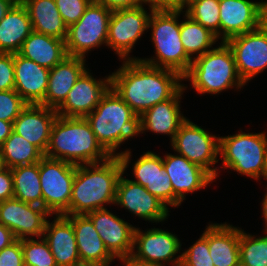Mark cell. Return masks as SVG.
I'll return each mask as SVG.
<instances>
[{"label": "cell", "instance_id": "cell-1", "mask_svg": "<svg viewBox=\"0 0 267 266\" xmlns=\"http://www.w3.org/2000/svg\"><path fill=\"white\" fill-rule=\"evenodd\" d=\"M111 73V88L140 117L154 105L171 99L183 77L172 70L149 66L140 60L121 61Z\"/></svg>", "mask_w": 267, "mask_h": 266}, {"label": "cell", "instance_id": "cell-2", "mask_svg": "<svg viewBox=\"0 0 267 266\" xmlns=\"http://www.w3.org/2000/svg\"><path fill=\"white\" fill-rule=\"evenodd\" d=\"M122 173L118 156H111L100 163L76 165L69 215H86L114 205Z\"/></svg>", "mask_w": 267, "mask_h": 266}, {"label": "cell", "instance_id": "cell-3", "mask_svg": "<svg viewBox=\"0 0 267 266\" xmlns=\"http://www.w3.org/2000/svg\"><path fill=\"white\" fill-rule=\"evenodd\" d=\"M45 157L74 165L100 163L111 155L101 146L85 117L57 116Z\"/></svg>", "mask_w": 267, "mask_h": 266}, {"label": "cell", "instance_id": "cell-4", "mask_svg": "<svg viewBox=\"0 0 267 266\" xmlns=\"http://www.w3.org/2000/svg\"><path fill=\"white\" fill-rule=\"evenodd\" d=\"M85 118L98 142L111 156H119L121 145L139 137V117L111 87Z\"/></svg>", "mask_w": 267, "mask_h": 266}, {"label": "cell", "instance_id": "cell-5", "mask_svg": "<svg viewBox=\"0 0 267 266\" xmlns=\"http://www.w3.org/2000/svg\"><path fill=\"white\" fill-rule=\"evenodd\" d=\"M189 82V88L197 95L218 96L226 90L241 91L245 86L238 75L233 53L225 41H220L214 48L195 58L183 76ZM242 88V89H241Z\"/></svg>", "mask_w": 267, "mask_h": 266}, {"label": "cell", "instance_id": "cell-6", "mask_svg": "<svg viewBox=\"0 0 267 266\" xmlns=\"http://www.w3.org/2000/svg\"><path fill=\"white\" fill-rule=\"evenodd\" d=\"M183 11H152L148 21L153 56L141 57V62L175 71L182 77L188 72L192 59L186 54L180 39V17Z\"/></svg>", "mask_w": 267, "mask_h": 266}, {"label": "cell", "instance_id": "cell-7", "mask_svg": "<svg viewBox=\"0 0 267 266\" xmlns=\"http://www.w3.org/2000/svg\"><path fill=\"white\" fill-rule=\"evenodd\" d=\"M267 153V132H244L219 136L218 176L221 169L237 172L255 181H260Z\"/></svg>", "mask_w": 267, "mask_h": 266}, {"label": "cell", "instance_id": "cell-8", "mask_svg": "<svg viewBox=\"0 0 267 266\" xmlns=\"http://www.w3.org/2000/svg\"><path fill=\"white\" fill-rule=\"evenodd\" d=\"M111 13L112 11L105 6L92 1L82 17L67 28V55L86 59L94 49L107 47Z\"/></svg>", "mask_w": 267, "mask_h": 266}, {"label": "cell", "instance_id": "cell-9", "mask_svg": "<svg viewBox=\"0 0 267 266\" xmlns=\"http://www.w3.org/2000/svg\"><path fill=\"white\" fill-rule=\"evenodd\" d=\"M170 143L175 153L201 166L218 179L219 135H214L187 118Z\"/></svg>", "mask_w": 267, "mask_h": 266}, {"label": "cell", "instance_id": "cell-10", "mask_svg": "<svg viewBox=\"0 0 267 266\" xmlns=\"http://www.w3.org/2000/svg\"><path fill=\"white\" fill-rule=\"evenodd\" d=\"M112 11L109 21L107 48L114 51L119 61L138 60L131 55L143 34L148 32V21L152 13L150 6ZM149 11V12H148Z\"/></svg>", "mask_w": 267, "mask_h": 266}, {"label": "cell", "instance_id": "cell-11", "mask_svg": "<svg viewBox=\"0 0 267 266\" xmlns=\"http://www.w3.org/2000/svg\"><path fill=\"white\" fill-rule=\"evenodd\" d=\"M76 165L43 157L39 161L43 208L51 215H69Z\"/></svg>", "mask_w": 267, "mask_h": 266}, {"label": "cell", "instance_id": "cell-12", "mask_svg": "<svg viewBox=\"0 0 267 266\" xmlns=\"http://www.w3.org/2000/svg\"><path fill=\"white\" fill-rule=\"evenodd\" d=\"M165 230L153 226L144 231L136 226L131 256L153 266H180L182 242L177 234Z\"/></svg>", "mask_w": 267, "mask_h": 266}, {"label": "cell", "instance_id": "cell-13", "mask_svg": "<svg viewBox=\"0 0 267 266\" xmlns=\"http://www.w3.org/2000/svg\"><path fill=\"white\" fill-rule=\"evenodd\" d=\"M132 152L130 148H127L118 156L122 164L123 173L128 174L126 171L132 166L131 174L135 179L130 180L144 186L146 190L161 200L168 208L169 206L174 208L173 187L169 176L164 170L162 156L159 153L148 150L133 161ZM131 160L134 163H131Z\"/></svg>", "mask_w": 267, "mask_h": 266}, {"label": "cell", "instance_id": "cell-14", "mask_svg": "<svg viewBox=\"0 0 267 266\" xmlns=\"http://www.w3.org/2000/svg\"><path fill=\"white\" fill-rule=\"evenodd\" d=\"M225 42L233 53L238 75L245 85L267 69V29L262 25Z\"/></svg>", "mask_w": 267, "mask_h": 266}, {"label": "cell", "instance_id": "cell-15", "mask_svg": "<svg viewBox=\"0 0 267 266\" xmlns=\"http://www.w3.org/2000/svg\"><path fill=\"white\" fill-rule=\"evenodd\" d=\"M124 208L126 212L137 216L138 219L148 223L162 225L170 216L168 208L161 200L152 195L140 184L126 178L125 174L119 178L114 206Z\"/></svg>", "mask_w": 267, "mask_h": 266}, {"label": "cell", "instance_id": "cell-16", "mask_svg": "<svg viewBox=\"0 0 267 266\" xmlns=\"http://www.w3.org/2000/svg\"><path fill=\"white\" fill-rule=\"evenodd\" d=\"M163 166L169 176L174 192V209L179 208L186 195L197 193L206 189L216 179L201 166L190 162L184 156L177 153H165L163 156Z\"/></svg>", "mask_w": 267, "mask_h": 266}, {"label": "cell", "instance_id": "cell-17", "mask_svg": "<svg viewBox=\"0 0 267 266\" xmlns=\"http://www.w3.org/2000/svg\"><path fill=\"white\" fill-rule=\"evenodd\" d=\"M50 216L43 207L14 197L0 202V224L11 230L18 240L41 238Z\"/></svg>", "mask_w": 267, "mask_h": 266}, {"label": "cell", "instance_id": "cell-18", "mask_svg": "<svg viewBox=\"0 0 267 266\" xmlns=\"http://www.w3.org/2000/svg\"><path fill=\"white\" fill-rule=\"evenodd\" d=\"M89 67L78 78L65 101L56 109L62 117H86L111 87V73L97 79Z\"/></svg>", "mask_w": 267, "mask_h": 266}, {"label": "cell", "instance_id": "cell-19", "mask_svg": "<svg viewBox=\"0 0 267 266\" xmlns=\"http://www.w3.org/2000/svg\"><path fill=\"white\" fill-rule=\"evenodd\" d=\"M86 216L92 221L108 251L115 257L131 256L136 225L124 221L106 209L94 210Z\"/></svg>", "mask_w": 267, "mask_h": 266}, {"label": "cell", "instance_id": "cell-20", "mask_svg": "<svg viewBox=\"0 0 267 266\" xmlns=\"http://www.w3.org/2000/svg\"><path fill=\"white\" fill-rule=\"evenodd\" d=\"M187 88V84H183V87L171 99L146 110L139 117L138 136L151 132L157 135H167L171 142L180 125L188 118L181 111V99L183 100V94L187 92Z\"/></svg>", "mask_w": 267, "mask_h": 266}, {"label": "cell", "instance_id": "cell-21", "mask_svg": "<svg viewBox=\"0 0 267 266\" xmlns=\"http://www.w3.org/2000/svg\"><path fill=\"white\" fill-rule=\"evenodd\" d=\"M220 41L244 34L261 25V1L219 0Z\"/></svg>", "mask_w": 267, "mask_h": 266}, {"label": "cell", "instance_id": "cell-22", "mask_svg": "<svg viewBox=\"0 0 267 266\" xmlns=\"http://www.w3.org/2000/svg\"><path fill=\"white\" fill-rule=\"evenodd\" d=\"M57 116L56 109L41 104H28L14 120L13 132L36 146L45 155Z\"/></svg>", "mask_w": 267, "mask_h": 266}, {"label": "cell", "instance_id": "cell-23", "mask_svg": "<svg viewBox=\"0 0 267 266\" xmlns=\"http://www.w3.org/2000/svg\"><path fill=\"white\" fill-rule=\"evenodd\" d=\"M45 225L43 238L57 266H82L71 221L65 215H51Z\"/></svg>", "mask_w": 267, "mask_h": 266}, {"label": "cell", "instance_id": "cell-24", "mask_svg": "<svg viewBox=\"0 0 267 266\" xmlns=\"http://www.w3.org/2000/svg\"><path fill=\"white\" fill-rule=\"evenodd\" d=\"M72 223L81 265L111 266L116 258L108 251L86 215H65Z\"/></svg>", "mask_w": 267, "mask_h": 266}, {"label": "cell", "instance_id": "cell-25", "mask_svg": "<svg viewBox=\"0 0 267 266\" xmlns=\"http://www.w3.org/2000/svg\"><path fill=\"white\" fill-rule=\"evenodd\" d=\"M14 90L27 104H42L48 88L50 69L14 53Z\"/></svg>", "mask_w": 267, "mask_h": 266}, {"label": "cell", "instance_id": "cell-26", "mask_svg": "<svg viewBox=\"0 0 267 266\" xmlns=\"http://www.w3.org/2000/svg\"><path fill=\"white\" fill-rule=\"evenodd\" d=\"M87 59L66 56L50 69L48 88L41 105L57 109L67 98L68 93L82 73L88 68Z\"/></svg>", "mask_w": 267, "mask_h": 266}, {"label": "cell", "instance_id": "cell-27", "mask_svg": "<svg viewBox=\"0 0 267 266\" xmlns=\"http://www.w3.org/2000/svg\"><path fill=\"white\" fill-rule=\"evenodd\" d=\"M208 247L214 266H239V227L209 222Z\"/></svg>", "mask_w": 267, "mask_h": 266}, {"label": "cell", "instance_id": "cell-28", "mask_svg": "<svg viewBox=\"0 0 267 266\" xmlns=\"http://www.w3.org/2000/svg\"><path fill=\"white\" fill-rule=\"evenodd\" d=\"M38 65L52 69L67 55L65 40L32 31L18 52Z\"/></svg>", "mask_w": 267, "mask_h": 266}, {"label": "cell", "instance_id": "cell-29", "mask_svg": "<svg viewBox=\"0 0 267 266\" xmlns=\"http://www.w3.org/2000/svg\"><path fill=\"white\" fill-rule=\"evenodd\" d=\"M32 31L26 7L15 4L0 21V53H18Z\"/></svg>", "mask_w": 267, "mask_h": 266}, {"label": "cell", "instance_id": "cell-30", "mask_svg": "<svg viewBox=\"0 0 267 266\" xmlns=\"http://www.w3.org/2000/svg\"><path fill=\"white\" fill-rule=\"evenodd\" d=\"M23 5L29 13L33 31L57 39H66L68 27L57 9L55 0H27Z\"/></svg>", "mask_w": 267, "mask_h": 266}, {"label": "cell", "instance_id": "cell-31", "mask_svg": "<svg viewBox=\"0 0 267 266\" xmlns=\"http://www.w3.org/2000/svg\"><path fill=\"white\" fill-rule=\"evenodd\" d=\"M180 23V39L186 54L194 60L215 47L220 40L210 30L191 19L183 11Z\"/></svg>", "mask_w": 267, "mask_h": 266}, {"label": "cell", "instance_id": "cell-32", "mask_svg": "<svg viewBox=\"0 0 267 266\" xmlns=\"http://www.w3.org/2000/svg\"><path fill=\"white\" fill-rule=\"evenodd\" d=\"M11 172L13 175V197L28 204L43 207L39 162L14 167L11 169Z\"/></svg>", "mask_w": 267, "mask_h": 266}, {"label": "cell", "instance_id": "cell-33", "mask_svg": "<svg viewBox=\"0 0 267 266\" xmlns=\"http://www.w3.org/2000/svg\"><path fill=\"white\" fill-rule=\"evenodd\" d=\"M0 153L5 167L9 169L38 163L44 157L36 146L15 132L0 146Z\"/></svg>", "mask_w": 267, "mask_h": 266}, {"label": "cell", "instance_id": "cell-34", "mask_svg": "<svg viewBox=\"0 0 267 266\" xmlns=\"http://www.w3.org/2000/svg\"><path fill=\"white\" fill-rule=\"evenodd\" d=\"M239 227L241 266H267V234L254 235Z\"/></svg>", "mask_w": 267, "mask_h": 266}, {"label": "cell", "instance_id": "cell-35", "mask_svg": "<svg viewBox=\"0 0 267 266\" xmlns=\"http://www.w3.org/2000/svg\"><path fill=\"white\" fill-rule=\"evenodd\" d=\"M184 12L220 40L219 0H196L189 4Z\"/></svg>", "mask_w": 267, "mask_h": 266}, {"label": "cell", "instance_id": "cell-36", "mask_svg": "<svg viewBox=\"0 0 267 266\" xmlns=\"http://www.w3.org/2000/svg\"><path fill=\"white\" fill-rule=\"evenodd\" d=\"M22 253L25 266H57L43 237L22 239Z\"/></svg>", "mask_w": 267, "mask_h": 266}, {"label": "cell", "instance_id": "cell-37", "mask_svg": "<svg viewBox=\"0 0 267 266\" xmlns=\"http://www.w3.org/2000/svg\"><path fill=\"white\" fill-rule=\"evenodd\" d=\"M188 249L183 248L180 266H214L208 247V225Z\"/></svg>", "mask_w": 267, "mask_h": 266}, {"label": "cell", "instance_id": "cell-38", "mask_svg": "<svg viewBox=\"0 0 267 266\" xmlns=\"http://www.w3.org/2000/svg\"><path fill=\"white\" fill-rule=\"evenodd\" d=\"M27 105L14 89L0 91V120L13 123Z\"/></svg>", "mask_w": 267, "mask_h": 266}, {"label": "cell", "instance_id": "cell-39", "mask_svg": "<svg viewBox=\"0 0 267 266\" xmlns=\"http://www.w3.org/2000/svg\"><path fill=\"white\" fill-rule=\"evenodd\" d=\"M93 0H55L57 9L67 27L75 24Z\"/></svg>", "mask_w": 267, "mask_h": 266}, {"label": "cell", "instance_id": "cell-40", "mask_svg": "<svg viewBox=\"0 0 267 266\" xmlns=\"http://www.w3.org/2000/svg\"><path fill=\"white\" fill-rule=\"evenodd\" d=\"M15 87L14 54L0 53V91Z\"/></svg>", "mask_w": 267, "mask_h": 266}, {"label": "cell", "instance_id": "cell-41", "mask_svg": "<svg viewBox=\"0 0 267 266\" xmlns=\"http://www.w3.org/2000/svg\"><path fill=\"white\" fill-rule=\"evenodd\" d=\"M22 240L16 239L0 251V266H23Z\"/></svg>", "mask_w": 267, "mask_h": 266}, {"label": "cell", "instance_id": "cell-42", "mask_svg": "<svg viewBox=\"0 0 267 266\" xmlns=\"http://www.w3.org/2000/svg\"><path fill=\"white\" fill-rule=\"evenodd\" d=\"M153 11H185L186 0H145Z\"/></svg>", "mask_w": 267, "mask_h": 266}, {"label": "cell", "instance_id": "cell-43", "mask_svg": "<svg viewBox=\"0 0 267 266\" xmlns=\"http://www.w3.org/2000/svg\"><path fill=\"white\" fill-rule=\"evenodd\" d=\"M13 175L11 169L5 167L0 171V202L13 198Z\"/></svg>", "mask_w": 267, "mask_h": 266}, {"label": "cell", "instance_id": "cell-44", "mask_svg": "<svg viewBox=\"0 0 267 266\" xmlns=\"http://www.w3.org/2000/svg\"><path fill=\"white\" fill-rule=\"evenodd\" d=\"M95 3L101 4L111 11L119 9L136 8L145 4V0H93Z\"/></svg>", "mask_w": 267, "mask_h": 266}, {"label": "cell", "instance_id": "cell-45", "mask_svg": "<svg viewBox=\"0 0 267 266\" xmlns=\"http://www.w3.org/2000/svg\"><path fill=\"white\" fill-rule=\"evenodd\" d=\"M16 240L12 231L0 224V251Z\"/></svg>", "mask_w": 267, "mask_h": 266}, {"label": "cell", "instance_id": "cell-46", "mask_svg": "<svg viewBox=\"0 0 267 266\" xmlns=\"http://www.w3.org/2000/svg\"><path fill=\"white\" fill-rule=\"evenodd\" d=\"M13 132V123L0 120V146Z\"/></svg>", "mask_w": 267, "mask_h": 266}, {"label": "cell", "instance_id": "cell-47", "mask_svg": "<svg viewBox=\"0 0 267 266\" xmlns=\"http://www.w3.org/2000/svg\"><path fill=\"white\" fill-rule=\"evenodd\" d=\"M116 259L121 262L122 266H153L144 262L137 261L132 256L120 257Z\"/></svg>", "mask_w": 267, "mask_h": 266}, {"label": "cell", "instance_id": "cell-48", "mask_svg": "<svg viewBox=\"0 0 267 266\" xmlns=\"http://www.w3.org/2000/svg\"><path fill=\"white\" fill-rule=\"evenodd\" d=\"M15 4L14 0H0V21Z\"/></svg>", "mask_w": 267, "mask_h": 266}, {"label": "cell", "instance_id": "cell-49", "mask_svg": "<svg viewBox=\"0 0 267 266\" xmlns=\"http://www.w3.org/2000/svg\"><path fill=\"white\" fill-rule=\"evenodd\" d=\"M265 192H264V196H263V199L261 201V215H262V221H264L263 225H264V229L267 227V186L265 187Z\"/></svg>", "mask_w": 267, "mask_h": 266}, {"label": "cell", "instance_id": "cell-50", "mask_svg": "<svg viewBox=\"0 0 267 266\" xmlns=\"http://www.w3.org/2000/svg\"><path fill=\"white\" fill-rule=\"evenodd\" d=\"M261 25L267 29V0H261Z\"/></svg>", "mask_w": 267, "mask_h": 266}, {"label": "cell", "instance_id": "cell-51", "mask_svg": "<svg viewBox=\"0 0 267 266\" xmlns=\"http://www.w3.org/2000/svg\"><path fill=\"white\" fill-rule=\"evenodd\" d=\"M261 179H264L267 182V153H266V156H265L264 169H263V172H262L261 177H260V180Z\"/></svg>", "mask_w": 267, "mask_h": 266}, {"label": "cell", "instance_id": "cell-52", "mask_svg": "<svg viewBox=\"0 0 267 266\" xmlns=\"http://www.w3.org/2000/svg\"><path fill=\"white\" fill-rule=\"evenodd\" d=\"M5 168V165H4V162H3V158L1 156V153H0V171L3 170Z\"/></svg>", "mask_w": 267, "mask_h": 266}, {"label": "cell", "instance_id": "cell-53", "mask_svg": "<svg viewBox=\"0 0 267 266\" xmlns=\"http://www.w3.org/2000/svg\"><path fill=\"white\" fill-rule=\"evenodd\" d=\"M16 4H24L27 0H14Z\"/></svg>", "mask_w": 267, "mask_h": 266}, {"label": "cell", "instance_id": "cell-54", "mask_svg": "<svg viewBox=\"0 0 267 266\" xmlns=\"http://www.w3.org/2000/svg\"><path fill=\"white\" fill-rule=\"evenodd\" d=\"M194 1H196V0H186V8H187V6H188L189 4H191V3L194 2Z\"/></svg>", "mask_w": 267, "mask_h": 266}, {"label": "cell", "instance_id": "cell-55", "mask_svg": "<svg viewBox=\"0 0 267 266\" xmlns=\"http://www.w3.org/2000/svg\"><path fill=\"white\" fill-rule=\"evenodd\" d=\"M262 231H264L267 234V227L265 229H263Z\"/></svg>", "mask_w": 267, "mask_h": 266}]
</instances>
